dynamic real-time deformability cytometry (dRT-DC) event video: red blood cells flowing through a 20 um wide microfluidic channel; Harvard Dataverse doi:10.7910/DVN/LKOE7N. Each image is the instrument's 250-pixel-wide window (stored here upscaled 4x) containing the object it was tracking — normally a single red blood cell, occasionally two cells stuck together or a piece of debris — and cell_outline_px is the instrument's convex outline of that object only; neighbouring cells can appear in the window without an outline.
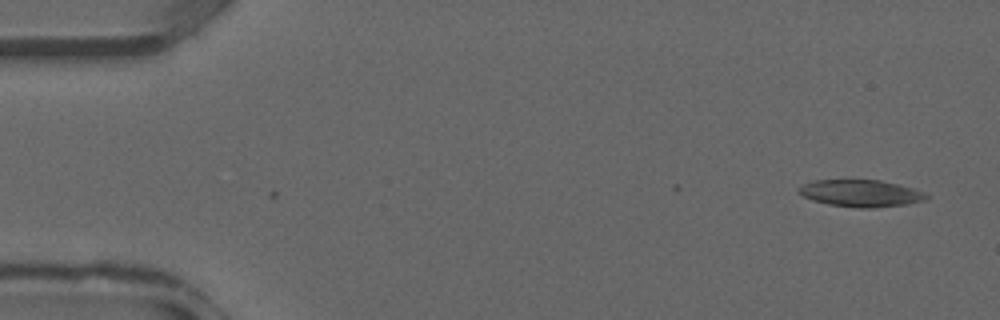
{"species": "common noctule bat (a hibernating species)", "species_latin": "Nyctalus noctula", "temperature_condition": "warm", "stored_images_in_passage": 2, "camera_frame_rate_fps": 3000, "um_per_image_px": 0.085, "animal": {"sex": "male", "forearm_length_mm": 52.5}, "frame": {"image": 1, "passage_image": 1, "time_ms": 0.0, "image_size_px": [1000, 320], "cell_outline_px": [[928, 196], [924, 200], [908, 204], [872, 208], [860, 208], [828, 204], [812, 200], [796, 192], [796, 188], [804, 184], [816, 180], [880, 180], [912, 188], [924, 192]], "centroid_in_image_um": [73.13, 16.43], "position_along_channel_um": 11.9, "area_um2": 19.94}}